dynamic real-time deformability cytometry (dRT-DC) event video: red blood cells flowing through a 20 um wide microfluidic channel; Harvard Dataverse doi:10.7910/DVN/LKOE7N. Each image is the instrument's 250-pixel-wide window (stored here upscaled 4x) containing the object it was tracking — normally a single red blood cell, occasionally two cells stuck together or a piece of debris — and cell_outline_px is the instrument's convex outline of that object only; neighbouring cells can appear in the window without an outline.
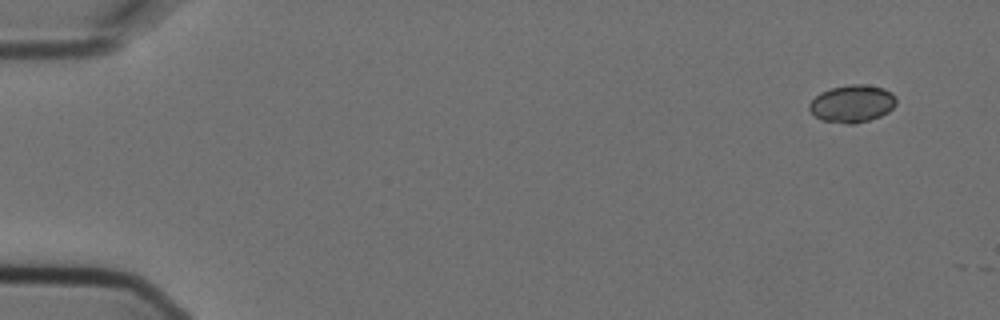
{"species": "Egyptian fruit bat (a non-hibernating species)", "species_latin": "Rousettus aegyptiacus", "temperature_condition": "cold", "stored_images_in_passage": 5, "segment_of_instrument_passage": [1, 2], "camera_frame_rate_fps": 3000, "um_per_image_px": 0.085, "animal": {"sex": "female"}, "frame": {"image": 1, "passage_image": 1, "time_ms": 0.0, "image_size_px": [1000, 320], "cell_outline_px": [[896, 104], [888, 112], [880, 116], [856, 124], [844, 124], [820, 120], [808, 108], [808, 104], [820, 92], [832, 88], [852, 84], [864, 84], [884, 88], [892, 92], [896, 96]], "centroid_in_image_um": [72.44, 8.82], "position_along_channel_um": 12.6, "area_um2": 19.07}}